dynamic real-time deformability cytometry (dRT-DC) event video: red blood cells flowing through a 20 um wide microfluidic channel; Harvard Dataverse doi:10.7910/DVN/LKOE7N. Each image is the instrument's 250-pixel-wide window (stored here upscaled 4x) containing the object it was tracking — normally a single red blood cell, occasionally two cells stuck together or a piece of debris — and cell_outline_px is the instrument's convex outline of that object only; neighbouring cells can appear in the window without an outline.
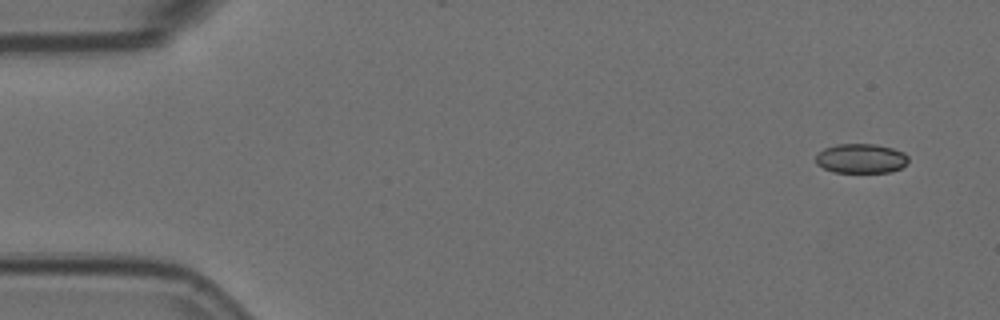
{"species": "Egyptian fruit bat (a non-hibernating species)", "species_latin": "Rousettus aegyptiacus", "temperature_condition": "room temperature", "stored_images_in_passage": 4, "camera_frame_rate_fps": 3000, "um_per_image_px": 0.085, "animal": {"sex": "female"}, "frame": {"image": 1, "passage_image": 1, "time_ms": 0.0, "image_size_px": [1000, 320], "cell_outline_px": [[908, 164], [892, 172], [832, 172], [816, 164], [816, 156], [824, 148], [836, 144], [876, 144], [892, 148], [904, 152], [908, 156]], "centroid_in_image_um": [73.21, 13.47], "position_along_channel_um": 11.8, "area_um2": 16.01}}
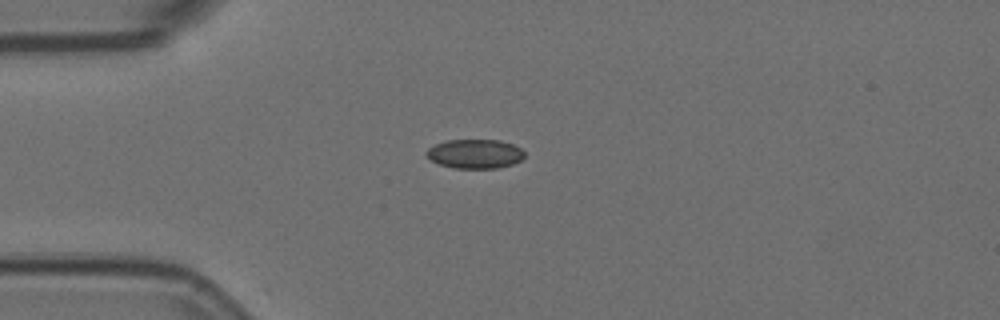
{"frame": {"image": 2, "passage_image": 4, "time_ms": 1.0, "image_size_px": [1000, 320], "cell_outline_px": [[524, 156], [520, 160], [512, 164], [496, 168], [452, 168], [440, 164], [432, 160], [424, 152], [428, 148], [436, 144], [448, 140], [500, 140], [512, 144], [520, 148], [524, 152]], "centroid_in_image_um": [40.36, 13.07], "position_along_channel_um": 44.6, "area_um2": 16.53}}